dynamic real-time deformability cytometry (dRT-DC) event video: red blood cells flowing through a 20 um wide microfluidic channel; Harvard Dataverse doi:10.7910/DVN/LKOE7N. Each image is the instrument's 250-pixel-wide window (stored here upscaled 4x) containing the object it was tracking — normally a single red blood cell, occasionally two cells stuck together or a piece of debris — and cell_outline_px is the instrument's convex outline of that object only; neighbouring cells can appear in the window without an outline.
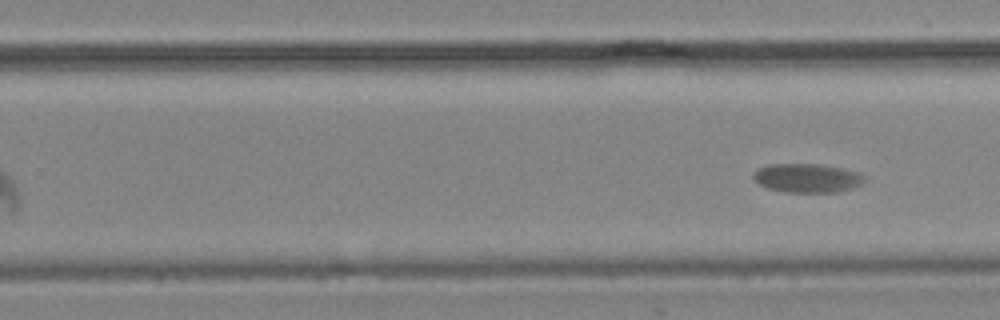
{"species": "common noctule bat (a hibernating species)", "species_latin": "Nyctalus noctula", "temperature_condition": "cold", "stored_images_in_passage": 10, "camera_frame_rate_fps": 3000, "um_per_image_px": 0.085, "animal": {"sex": "male", "body_mass_g": 19.2, "forearm_length_mm": 51.8}, "frame": {"image": 1, "passage_image": 10, "time_ms": 11.667, "image_size_px": [1000, 320], "cell_outline_px": [[864, 180], [860, 184], [852, 188], [836, 192], [784, 192], [768, 188], [760, 184], [752, 176], [752, 172], [756, 168], [768, 164], [820, 164], [844, 168], [860, 172], [864, 176]], "centroid_in_image_um": [68.59, 15.12], "position_along_channel_um": 261.2, "area_um2": 18.84}}